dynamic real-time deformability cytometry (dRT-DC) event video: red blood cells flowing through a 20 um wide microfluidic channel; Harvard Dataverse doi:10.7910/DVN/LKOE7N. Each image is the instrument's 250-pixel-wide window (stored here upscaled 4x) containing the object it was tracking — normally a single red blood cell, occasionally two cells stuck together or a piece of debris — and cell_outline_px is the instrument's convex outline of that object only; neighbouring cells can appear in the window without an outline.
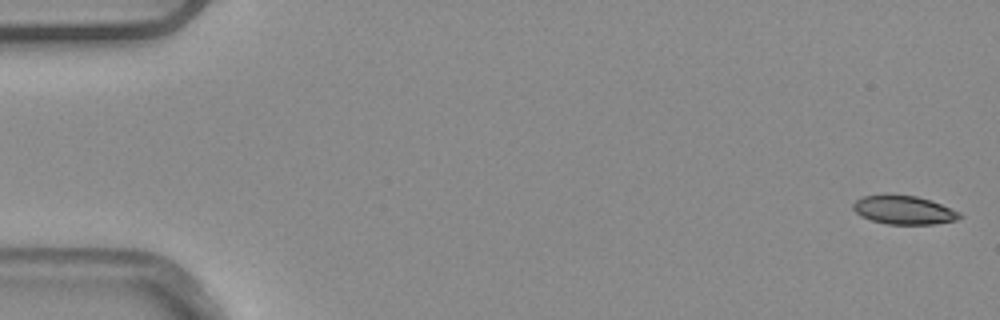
{"species": "common noctule bat (a hibernating species)", "species_latin": "Nyctalus noctula", "temperature_condition": "warm", "stored_images_in_passage": 4, "camera_frame_rate_fps": 3000, "um_per_image_px": 0.085, "animal": {"sex": "male", "body_mass_g": 20.4}, "frame": {"image": 1, "passage_image": 1, "time_ms": 0.0, "image_size_px": [1000, 320], "cell_outline_px": [[964, 216], [956, 220], [932, 224], [888, 224], [872, 220], [860, 216], [852, 208], [852, 204], [860, 196], [916, 196], [932, 200], [960, 212]], "centroid_in_image_um": [76.84, 17.86], "position_along_channel_um": 8.2, "area_um2": 17.51}}
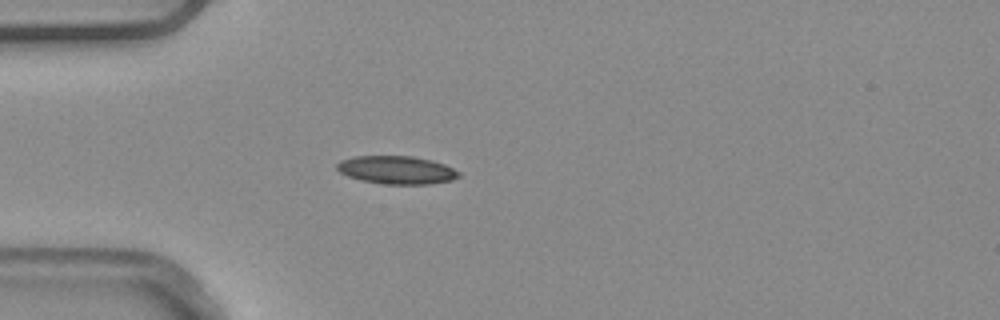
{"frame": {"image": 2, "passage_image": 4, "time_ms": 1.0, "image_size_px": [1000, 320], "cell_outline_px": [[460, 176], [452, 180], [428, 184], [384, 184], [360, 180], [348, 176], [340, 172], [336, 168], [336, 164], [340, 160], [352, 156], [412, 156], [432, 160], [444, 164], [460, 172]], "centroid_in_image_um": [33.69, 14.44], "position_along_channel_um": 51.3, "area_um2": 20.0}}